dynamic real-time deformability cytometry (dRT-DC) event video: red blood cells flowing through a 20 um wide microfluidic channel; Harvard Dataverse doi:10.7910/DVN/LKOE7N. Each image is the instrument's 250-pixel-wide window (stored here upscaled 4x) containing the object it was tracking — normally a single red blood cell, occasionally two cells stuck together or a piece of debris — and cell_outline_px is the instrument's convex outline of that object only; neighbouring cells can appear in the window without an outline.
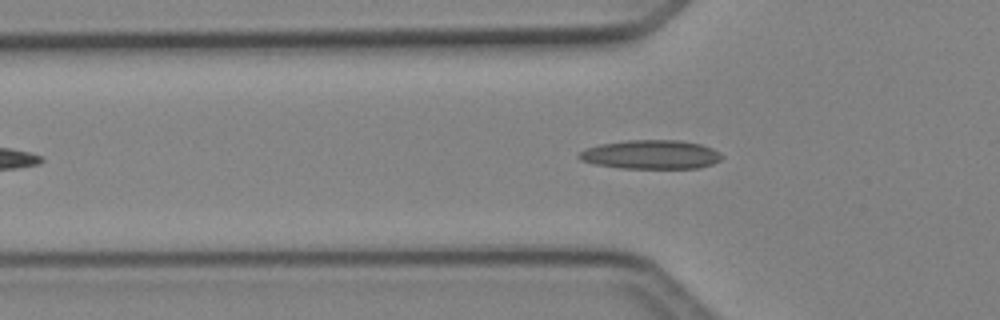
{"species": "Egyptian fruit bat (a non-hibernating species)", "species_latin": "Rousettus aegyptiacus", "temperature_condition": "cold", "stored_images_in_passage": 30, "camera_frame_rate_fps": 3000, "um_per_image_px": 0.085, "animal": {"sex": "female"}, "frame": {"image": 1, "passage_image": 2, "time_ms": 0.333, "image_size_px": [1000, 320], "cell_outline_px": [[724, 156], [720, 160], [712, 164], [700, 168], [620, 168], [596, 164], [580, 160], [576, 156], [584, 148], [600, 144], [628, 140], [680, 140], [700, 144], [712, 148], [720, 152]], "centroid_in_image_um": [55.33, 13.13], "position_along_channel_um": 70.5, "area_um2": 24.22}}
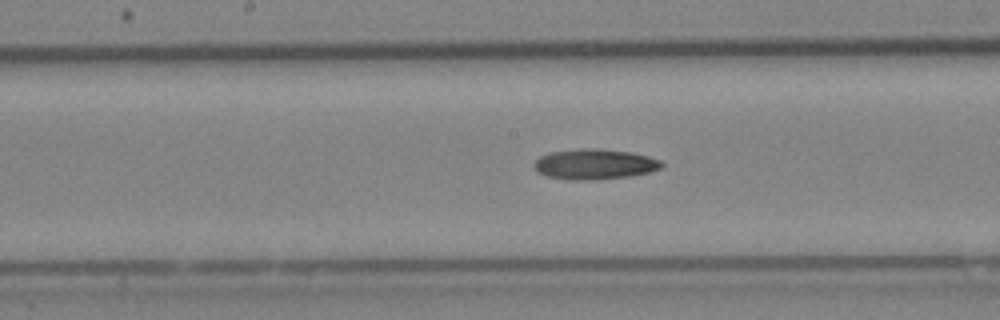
{"frame": {"image": 2, "passage_image": 11, "time_ms": 3.333, "image_size_px": [1000, 320], "cell_outline_px": [[664, 164], [660, 168], [648, 172], [632, 176], [592, 180], [568, 180], [548, 176], [536, 172], [532, 164], [540, 156], [548, 152], [584, 148], [596, 148], [632, 152], [648, 156], [660, 160]], "centroid_in_image_um": [50.51, 13.95], "position_along_channel_um": 197.7, "area_um2": 22.77}}
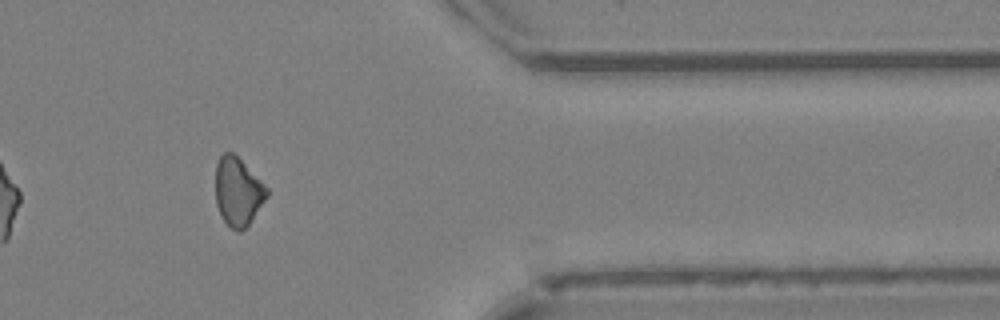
{"frame": {"image": 3, "passage_image": 26, "time_ms": 8.333, "image_size_px": [1000, 320], "cell_outline_px": [[268, 196], [248, 224], [240, 232], [236, 232], [220, 216], [216, 204], [216, 164], [220, 156], [224, 152], [232, 152], [268, 188]], "centroid_in_image_um": [20.21, 16.3], "position_along_channel_um": 391.2, "area_um2": 20.11}}